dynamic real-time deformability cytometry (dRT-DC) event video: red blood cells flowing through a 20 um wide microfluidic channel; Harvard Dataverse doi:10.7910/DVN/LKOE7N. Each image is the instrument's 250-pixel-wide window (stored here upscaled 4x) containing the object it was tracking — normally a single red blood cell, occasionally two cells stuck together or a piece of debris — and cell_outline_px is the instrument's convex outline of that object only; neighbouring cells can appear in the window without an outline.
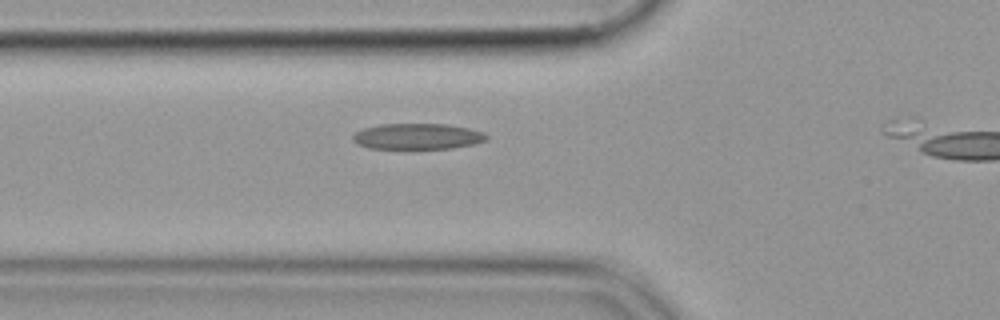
{"species": "common noctule bat (a hibernating species)", "species_latin": "Nyctalus noctula", "temperature_condition": "cold", "stored_images_in_passage": 8, "camera_frame_rate_fps": 3000, "um_per_image_px": 0.085, "animal": {"sex": "female", "body_mass_g": 19.9}, "frame": {"image": 1, "passage_image": 3, "time_ms": 0.667, "image_size_px": [1000, 320], "cell_outline_px": [[488, 140], [472, 144], [452, 148], [368, 148], [356, 144], [352, 140], [352, 136], [356, 132], [364, 128], [380, 124], [448, 124], [468, 128], [484, 132], [488, 136]], "centroid_in_image_um": [35.48, 11.59], "position_along_channel_um": 90.3, "area_um2": 20.11}}
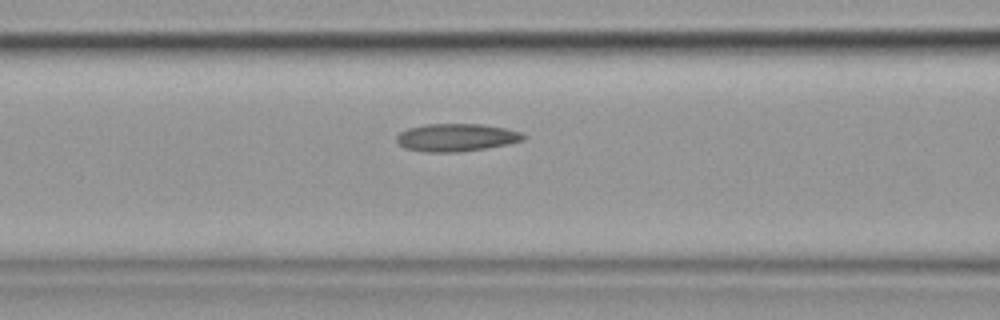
{"frame": {"image": 2, "passage_image": 6, "time_ms": 1.667, "image_size_px": [1000, 320], "cell_outline_px": [[524, 140], [508, 144], [460, 152], [424, 152], [404, 148], [396, 140], [396, 136], [400, 132], [408, 128], [424, 124], [480, 124], [504, 128], [520, 132], [524, 136]], "centroid_in_image_um": [38.74, 11.69], "position_along_channel_um": 127.9, "area_um2": 20.4}}